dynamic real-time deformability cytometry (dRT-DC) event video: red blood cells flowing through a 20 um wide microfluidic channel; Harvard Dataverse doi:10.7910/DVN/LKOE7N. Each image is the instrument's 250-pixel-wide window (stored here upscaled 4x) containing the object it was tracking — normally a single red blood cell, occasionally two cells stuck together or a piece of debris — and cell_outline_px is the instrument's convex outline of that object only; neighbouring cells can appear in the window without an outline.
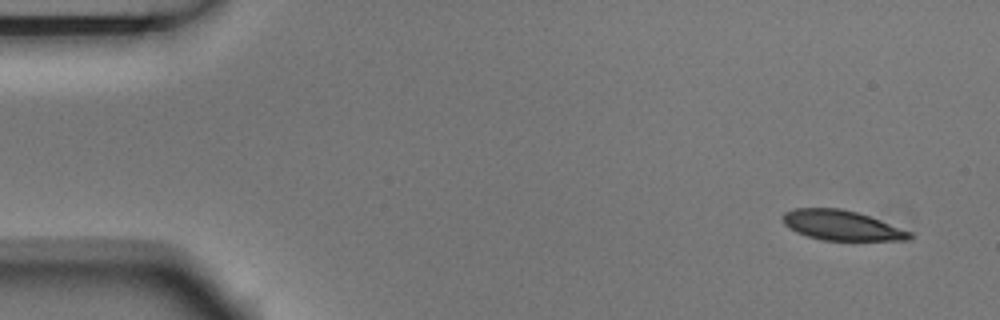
{"species": "Egyptian fruit bat (a non-hibernating species)", "species_latin": "Rousettus aegyptiacus", "temperature_condition": "room temperature", "stored_images_in_passage": 5, "camera_frame_rate_fps": 3000, "um_per_image_px": 0.085, "animal": {"sex": "male"}, "frame": {"image": 1, "passage_image": 1, "time_ms": 0.0, "image_size_px": [1000, 320], "cell_outline_px": [[912, 236], [908, 240], [824, 240], [808, 236], [796, 232], [784, 224], [784, 212], [796, 208], [840, 208], [856, 212], [880, 220], [912, 232]], "centroid_in_image_um": [71.54, 19.15], "position_along_channel_um": 13.5, "area_um2": 21.79}}
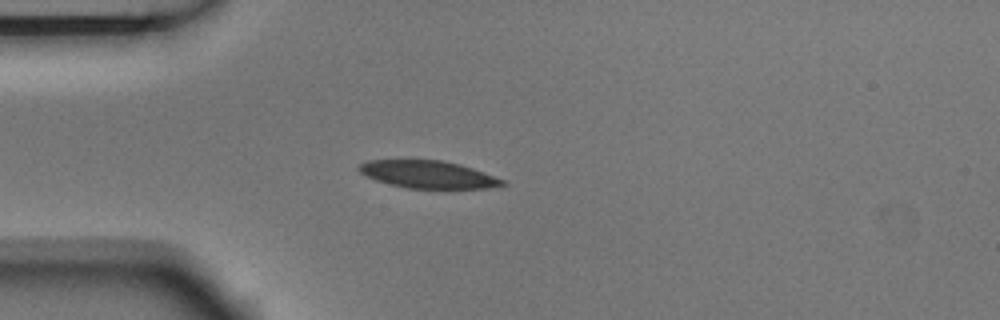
{"frame": {"image": 2, "passage_image": 4, "time_ms": 1.0, "image_size_px": [1000, 320], "cell_outline_px": [[508, 184], [488, 188], [408, 188], [376, 180], [360, 172], [356, 168], [360, 164], [368, 160], [444, 160], [460, 164], [472, 168], [504, 180]], "centroid_in_image_um": [36.39, 14.82], "position_along_channel_um": 48.6, "area_um2": 22.72}}